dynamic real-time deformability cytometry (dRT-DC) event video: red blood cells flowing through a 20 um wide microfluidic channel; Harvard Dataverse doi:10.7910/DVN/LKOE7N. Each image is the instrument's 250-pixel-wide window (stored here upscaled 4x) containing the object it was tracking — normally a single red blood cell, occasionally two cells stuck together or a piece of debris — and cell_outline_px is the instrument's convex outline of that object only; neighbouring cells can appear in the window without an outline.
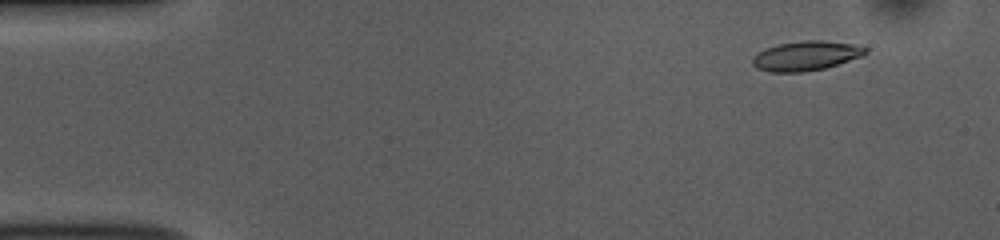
{"species": "common noctule bat (a hibernating species)", "species_latin": "Nyctalus noctula", "temperature_condition": "room temperature", "stored_images_in_passage": 53, "camera_frame_rate_fps": 3000, "um_per_image_px": 0.085, "animal": {"sex": "female", "body_mass_g": 10.0, "forearm_length_mm": 53.1}, "frame": {"image": 1, "passage_image": 5, "time_ms": 1.333, "image_size_px": [1000, 240], "cell_outline_px": [[868, 52], [864, 56], [824, 68], [804, 72], [768, 72], [756, 68], [752, 64], [752, 56], [764, 48], [780, 44], [804, 40], [820, 40], [856, 44], [868, 48]], "centroid_in_image_um": [68.51, 4.74], "position_along_channel_um": 16.5, "area_um2": 19.65}}
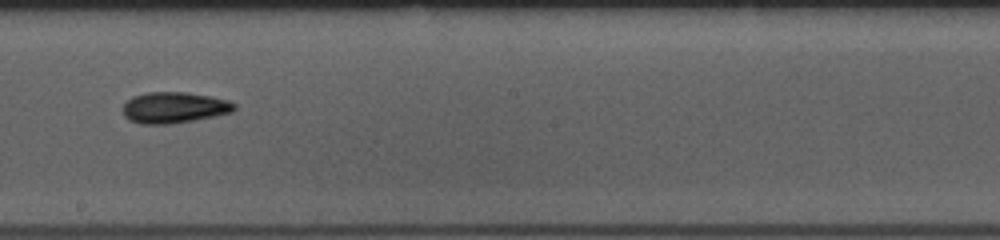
{"frame": {"image": 2, "passage_image": 30, "time_ms": 9.667, "image_size_px": [1000, 240], "cell_outline_px": [[236, 108], [232, 112], [216, 116], [172, 124], [140, 124], [128, 120], [124, 116], [124, 104], [132, 96], [148, 92], [184, 92], [212, 96], [228, 100], [236, 104]], "centroid_in_image_um": [14.81, 9.15], "position_along_channel_um": 233.4, "area_um2": 20.35}}
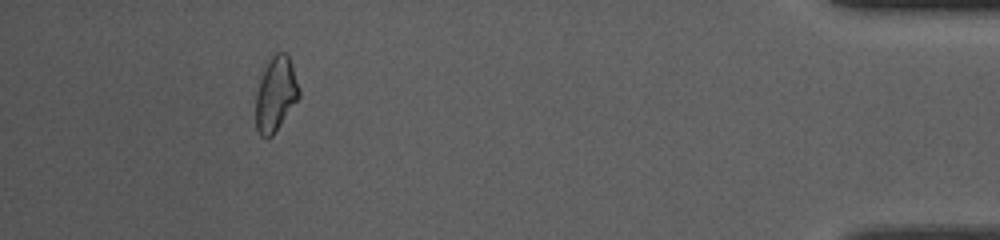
{"frame": {"image": 3, "passage_image": 49, "time_ms": 16.0, "image_size_px": [1000, 240], "cell_outline_px": [[300, 96], [272, 136], [260, 136], [256, 128], [256, 92], [260, 80], [272, 52], [284, 52], [288, 56], [292, 64], [300, 88]], "centroid_in_image_um": [23.44, 7.97], "position_along_channel_um": 411.8, "area_um2": 18.67}, "authors_computed_cell_mechanics": {"area_um2": 19.4786, "velocity_mm_per_s": 3.7513, "shape_relaxation_time_tau1_ms": 3.9256, "shape_relaxation_time_tau2_ms": 4.0179, "deformation_change_tau1": 0.1332, "deformation_change_tau2": 0.1084}}